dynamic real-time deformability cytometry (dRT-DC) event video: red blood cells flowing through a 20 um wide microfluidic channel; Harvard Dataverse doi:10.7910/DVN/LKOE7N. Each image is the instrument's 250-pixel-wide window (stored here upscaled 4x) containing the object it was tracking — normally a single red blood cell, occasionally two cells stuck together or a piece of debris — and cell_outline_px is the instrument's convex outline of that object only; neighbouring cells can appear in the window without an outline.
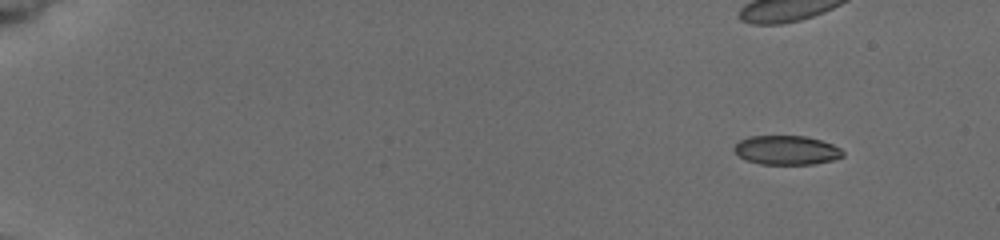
{"species": "common noctule bat (a hibernating species)", "species_latin": "Nyctalus noctula", "temperature_condition": "cold", "stored_images_in_passage": 5, "camera_frame_rate_fps": 3000, "um_per_image_px": 0.085, "animal": {"sex": "female", "body_mass_g": 19.5, "forearm_length_mm": 54.1}, "frame": {"image": 1, "passage_image": 1, "time_ms": 0.0, "image_size_px": [1000, 240], "cell_outline_px": [[844, 156], [832, 160], [812, 164], [760, 164], [748, 160], [740, 156], [732, 148], [740, 140], [748, 136], [804, 136], [820, 140], [832, 144], [840, 148], [844, 152]], "centroid_in_image_um": [66.86, 12.76], "position_along_channel_um": 18.1, "area_um2": 18.32}}